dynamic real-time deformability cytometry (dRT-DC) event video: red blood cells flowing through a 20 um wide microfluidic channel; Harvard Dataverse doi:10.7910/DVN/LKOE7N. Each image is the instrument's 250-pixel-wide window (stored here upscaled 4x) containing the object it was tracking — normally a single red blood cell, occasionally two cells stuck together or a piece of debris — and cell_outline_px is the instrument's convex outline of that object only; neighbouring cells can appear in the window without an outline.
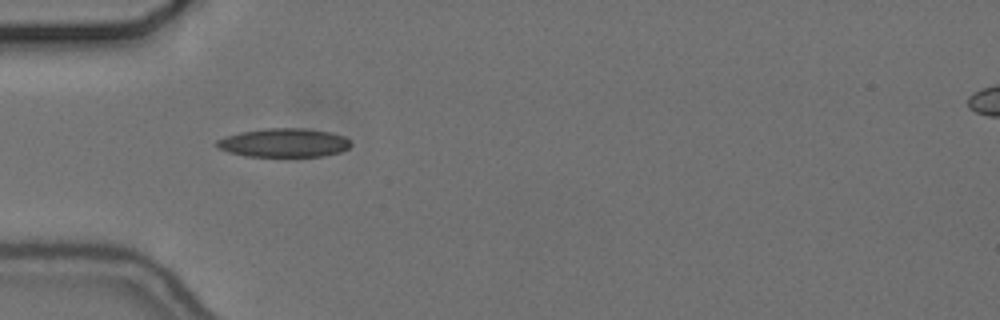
{"species": "common noctule bat (a hibernating species)", "species_latin": "Nyctalus noctula", "temperature_condition": "cold", "stored_images_in_passage": 35, "camera_frame_rate_fps": 3000, "um_per_image_px": 0.085, "animal": {"sex": "female", "body_mass_g": 24.6, "forearm_length_mm": 56.2}, "frame": {"image": 1, "passage_image": 1, "time_ms": 0.0, "image_size_px": [1000, 320], "cell_outline_px": [[352, 144], [348, 148], [340, 152], [324, 156], [244, 156], [228, 152], [220, 148], [216, 144], [216, 140], [224, 136], [240, 132], [264, 128], [308, 128], [332, 132], [344, 136], [352, 140]], "centroid_in_image_um": [24.17, 12.12], "position_along_channel_um": 60.8, "area_um2": 22.72}}
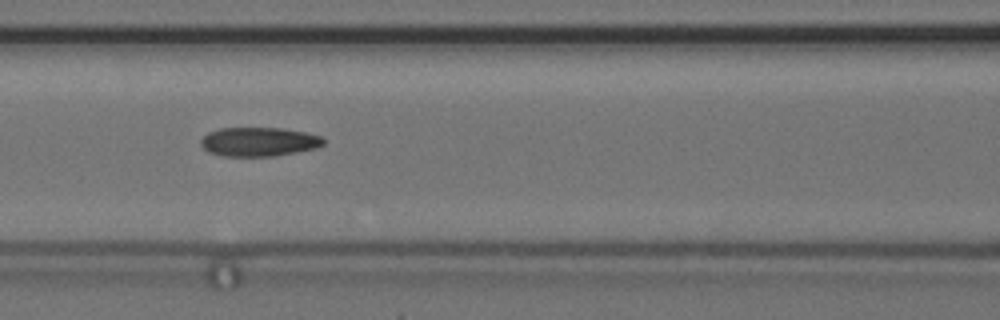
{"frame": {"image": 2, "passage_image": 8, "time_ms": 2.333, "image_size_px": [1000, 320], "cell_outline_px": [[324, 144], [316, 148], [276, 156], [224, 156], [208, 152], [200, 144], [200, 140], [208, 132], [220, 128], [284, 128], [304, 132], [320, 136], [324, 140]], "centroid_in_image_um": [21.99, 12.05], "position_along_channel_um": 144.6, "area_um2": 20.75}}
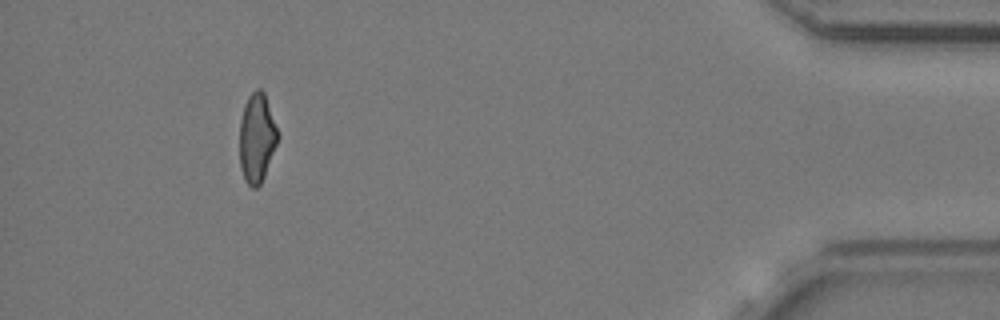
{"frame": {"image": 3, "passage_image": 35, "time_ms": 11.333, "image_size_px": [1000, 320], "cell_outline_px": [[280, 136], [264, 176], [260, 184], [256, 188], [252, 188], [244, 180], [240, 168], [240, 120], [244, 104], [248, 96], [256, 88], [260, 88], [264, 92]], "centroid_in_image_um": [21.83, 11.72], "position_along_channel_um": 413.4, "area_um2": 19.94}, "authors_computed_cell_mechanics": {"area_um2": 20.5768, "velocity_mm_per_s": 3.6796, "shape_relaxation_time_tau1_ms": null, "shape_relaxation_time_tau2_ms": 3.6763, "deformation_change_tau1": null, "deformation_change_tau2": 0.1074}}